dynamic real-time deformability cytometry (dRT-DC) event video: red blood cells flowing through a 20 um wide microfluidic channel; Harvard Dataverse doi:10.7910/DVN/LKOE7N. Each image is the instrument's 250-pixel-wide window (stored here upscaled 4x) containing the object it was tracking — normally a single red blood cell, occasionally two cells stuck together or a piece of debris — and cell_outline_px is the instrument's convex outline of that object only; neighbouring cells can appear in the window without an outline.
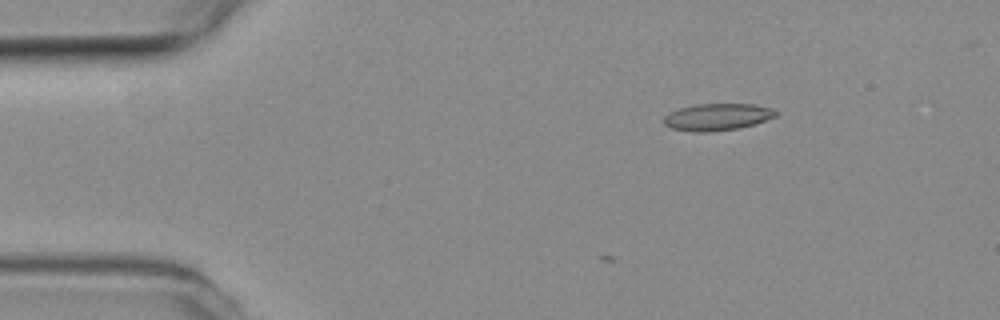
{"species": "common noctule bat (a hibernating species)", "species_latin": "Nyctalus noctula", "temperature_condition": "room temperature", "stored_images_in_passage": 3, "camera_frame_rate_fps": 3000, "um_per_image_px": 0.085, "animal": {"sex": "female", "body_mass_g": 19.3, "forearm_length_mm": 54.1}, "frame": {"image": 1, "passage_image": 1, "time_ms": 0.0, "image_size_px": [1000, 320], "cell_outline_px": [[776, 116], [756, 124], [740, 128], [712, 132], [692, 132], [672, 128], [664, 124], [664, 116], [668, 112], [680, 108], [696, 104], [756, 104], [772, 108], [776, 112]], "centroid_in_image_um": [60.97, 9.95], "position_along_channel_um": 24.0, "area_um2": 17.74}}